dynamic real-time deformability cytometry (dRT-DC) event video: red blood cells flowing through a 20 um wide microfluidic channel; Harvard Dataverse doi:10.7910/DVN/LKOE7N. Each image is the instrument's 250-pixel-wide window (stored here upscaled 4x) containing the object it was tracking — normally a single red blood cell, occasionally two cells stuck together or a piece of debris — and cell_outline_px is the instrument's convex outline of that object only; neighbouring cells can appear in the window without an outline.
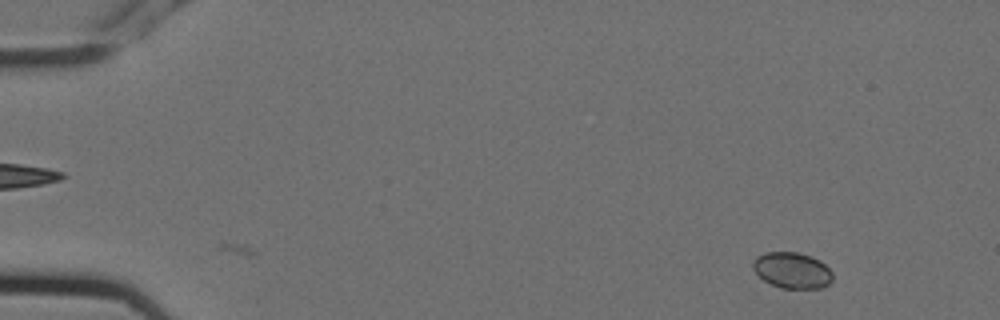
{"species": "Egyptian fruit bat (a non-hibernating species)", "species_latin": "Rousettus aegyptiacus", "temperature_condition": "cold", "stored_images_in_passage": 5, "camera_frame_rate_fps": 3000, "um_per_image_px": 0.085, "animal": {"sex": "female"}, "frame": {"image": 1, "passage_image": 1, "time_ms": 0.0, "image_size_px": [1000, 320], "cell_outline_px": [[832, 280], [828, 284], [820, 288], [780, 288], [764, 280], [752, 268], [752, 260], [756, 256], [764, 252], [796, 252], [812, 256], [820, 260], [832, 272]], "centroid_in_image_um": [67.31, 22.96], "position_along_channel_um": 17.7, "area_um2": 16.76}}
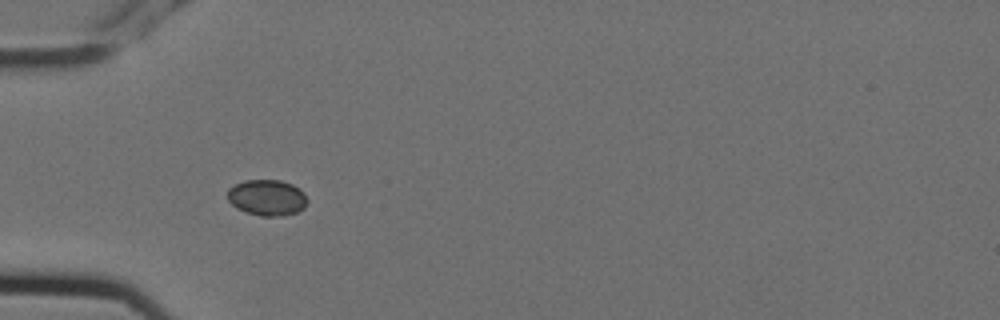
{"frame": {"image": 2, "passage_image": 4, "time_ms": 1.0, "image_size_px": [1000, 320], "cell_outline_px": [[308, 200], [304, 208], [296, 212], [284, 216], [260, 216], [236, 208], [228, 200], [228, 188], [244, 180], [280, 180], [292, 184], [300, 188], [304, 192]], "centroid_in_image_um": [22.72, 16.79], "position_along_channel_um": 62.3, "area_um2": 16.82}}
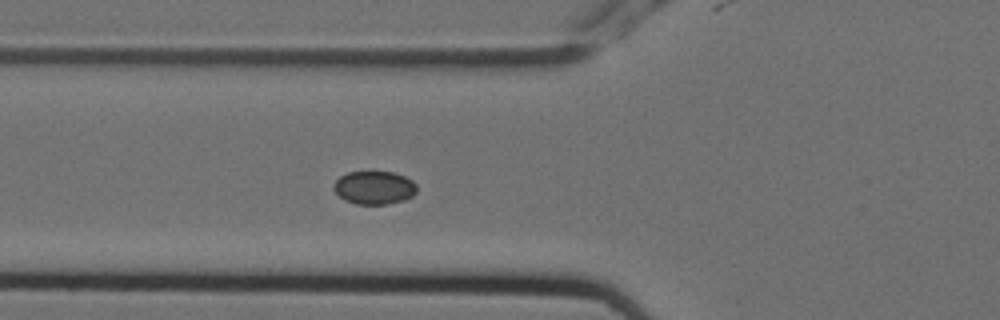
{"frame": {"image": 3, "passage_image": 5, "time_ms": 1.333, "image_size_px": [1000, 320], "cell_outline_px": [[416, 192], [412, 196], [404, 200], [384, 204], [356, 204], [344, 200], [332, 188], [332, 184], [340, 176], [348, 172], [392, 172], [404, 176], [412, 180], [416, 184]], "centroid_in_image_um": [31.79, 15.95], "position_along_channel_um": 94.0, "area_um2": 16.07}}